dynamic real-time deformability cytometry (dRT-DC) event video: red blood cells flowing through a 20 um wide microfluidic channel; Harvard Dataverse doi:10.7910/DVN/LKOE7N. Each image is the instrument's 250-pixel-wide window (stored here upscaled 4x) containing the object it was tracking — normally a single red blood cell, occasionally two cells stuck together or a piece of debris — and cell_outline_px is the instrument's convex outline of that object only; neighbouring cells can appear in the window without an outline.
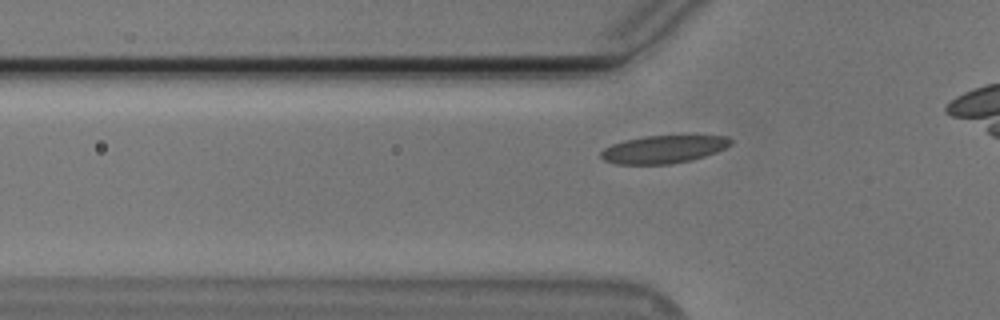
{"species": "Egyptian fruit bat (a non-hibernating species)", "species_latin": "Rousettus aegyptiacus", "temperature_condition": "cold", "stored_images_in_passage": 30, "camera_frame_rate_fps": 3000, "um_per_image_px": 0.085, "animal": {"sex": "male"}, "frame": {"image": 1, "passage_image": 3, "time_ms": 0.667, "image_size_px": [1000, 320], "cell_outline_px": [[732, 144], [716, 152], [692, 160], [668, 164], [616, 164], [604, 160], [600, 156], [600, 152], [604, 148], [612, 144], [624, 140], [644, 136], [728, 136], [732, 140]], "centroid_in_image_um": [56.38, 12.69], "position_along_channel_um": 69.4, "area_um2": 20.92}}
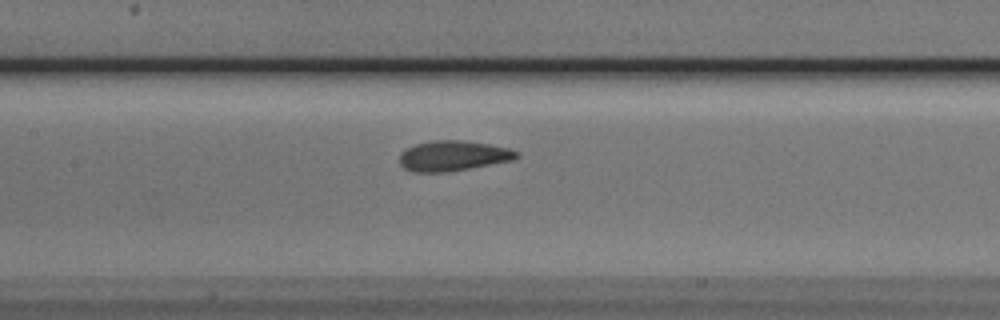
{"frame": {"image": 2, "passage_image": 11, "time_ms": 3.333, "image_size_px": [1000, 320], "cell_outline_px": [[520, 156], [512, 160], [448, 172], [412, 172], [404, 168], [400, 164], [400, 152], [404, 148], [416, 144], [432, 140], [464, 140], [488, 144], [508, 148], [520, 152]], "centroid_in_image_um": [38.48, 13.24], "position_along_channel_um": 168.9, "area_um2": 20.75}}
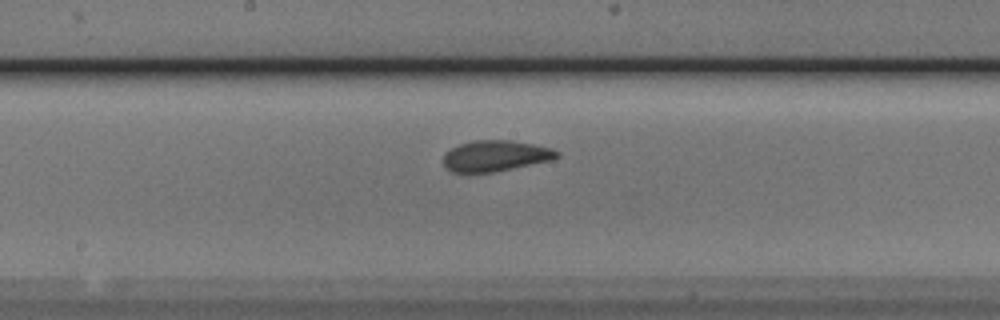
{"frame": {"image": 3, "passage_image": 14, "time_ms": 4.333, "image_size_px": [1000, 320], "cell_outline_px": [[560, 156], [552, 160], [492, 172], [452, 172], [444, 164], [444, 152], [460, 144], [472, 140], [512, 140], [552, 148], [560, 152]], "centroid_in_image_um": [42.13, 13.23], "position_along_channel_um": 206.1, "area_um2": 20.35}, "authors_computed_cell_mechanics": {"area_um2": 20.7502, "velocity_mm_per_s": 3.7295, "shape_relaxation_time_tau1_ms": 2.6445, "shape_relaxation_time_tau2_ms": 1.7776, "deformation_change_tau1": 0.0965, "deformation_change_tau2": 0.0518}}